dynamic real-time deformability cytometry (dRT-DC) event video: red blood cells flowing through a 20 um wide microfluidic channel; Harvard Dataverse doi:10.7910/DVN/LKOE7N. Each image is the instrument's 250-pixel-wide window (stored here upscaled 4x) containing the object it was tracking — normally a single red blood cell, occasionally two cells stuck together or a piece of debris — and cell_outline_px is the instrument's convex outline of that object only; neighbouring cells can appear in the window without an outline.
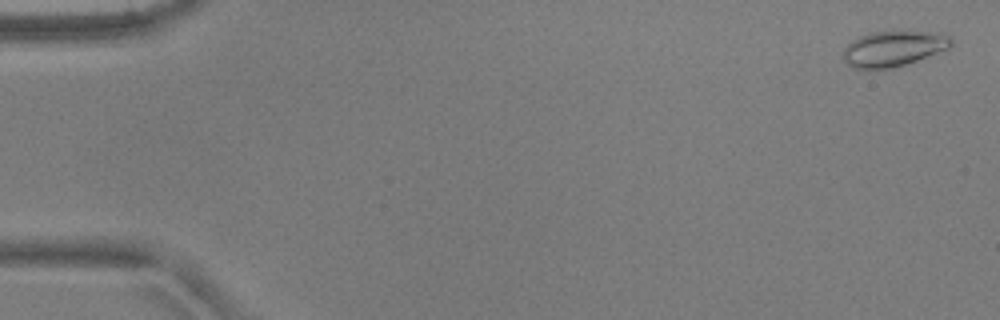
{"species": "common noctule bat (a hibernating species)", "species_latin": "Nyctalus noctula", "temperature_condition": "warm", "stored_images_in_passage": 5, "segment_of_instrument_passage": [2, 2], "camera_frame_rate_fps": 3000, "um_per_image_px": 0.085, "animal": {"sex": "male", "body_mass_g": 17.9, "forearm_length_mm": 54.2}, "frame": {"image": 1, "passage_image": 5, "time_ms": 1.333, "image_size_px": [1000, 320], "cell_outline_px": [[952, 44], [948, 48], [916, 60], [892, 68], [868, 72], [852, 68], [844, 60], [844, 48], [852, 40], [860, 36], [872, 32], [892, 28], [904, 28], [936, 32], [952, 36]], "centroid_in_image_um": [75.92, 4.09], "position_along_channel_um": 9.1, "area_um2": 23.52}}